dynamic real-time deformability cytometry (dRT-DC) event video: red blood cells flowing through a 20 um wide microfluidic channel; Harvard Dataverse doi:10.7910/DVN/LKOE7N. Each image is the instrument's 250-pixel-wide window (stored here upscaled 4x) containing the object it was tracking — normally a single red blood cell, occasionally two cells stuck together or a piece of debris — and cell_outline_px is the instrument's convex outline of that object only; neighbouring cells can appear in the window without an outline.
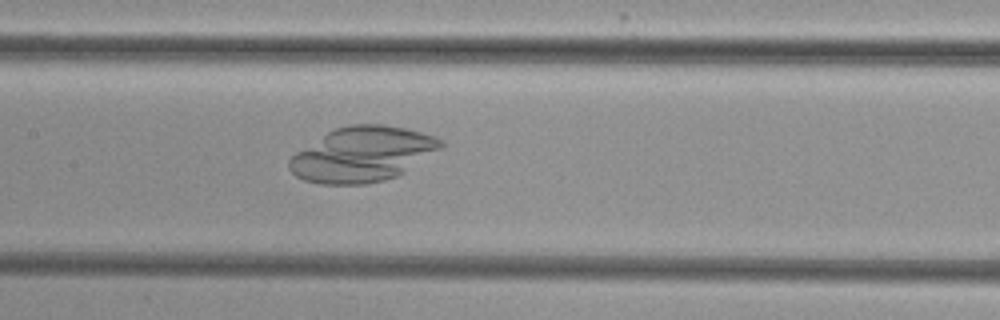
{"species": "common noctule bat (a hibernating species)", "species_latin": "Nyctalus noctula", "temperature_condition": "cold", "stored_images_in_passage": 54, "camera_frame_rate_fps": 3000, "um_per_image_px": 0.085, "animal": {"sex": "female", "body_mass_g": 29.2, "forearm_length_mm": 56.3}, "frame": {"image": 1, "passage_image": 27, "time_ms": 8.667, "image_size_px": [1000, 320], "cell_outline_px": [[444, 148], [404, 172], [396, 176], [384, 180], [364, 184], [320, 184], [304, 180], [296, 176], [288, 168], [288, 160], [296, 152], [328, 132], [336, 128], [348, 124], [384, 124], [404, 128], [436, 136], [444, 144]], "centroid_in_image_um": [30.82, 13.11], "position_along_channel_um": 176.6, "area_um2": 48.44}}
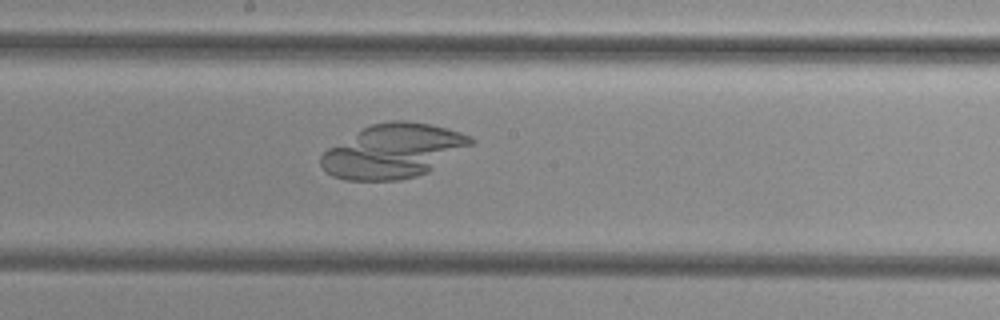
{"frame": {"image": 2, "passage_image": 30, "time_ms": 9.667, "image_size_px": [1000, 320], "cell_outline_px": [[476, 140], [472, 144], [428, 172], [416, 176], [400, 180], [344, 180], [332, 176], [320, 164], [320, 156], [328, 148], [364, 128], [372, 124], [392, 120], [404, 120], [428, 124], [448, 128], [472, 136]], "centroid_in_image_um": [33.42, 12.84], "position_along_channel_um": 214.8, "area_um2": 46.76}}
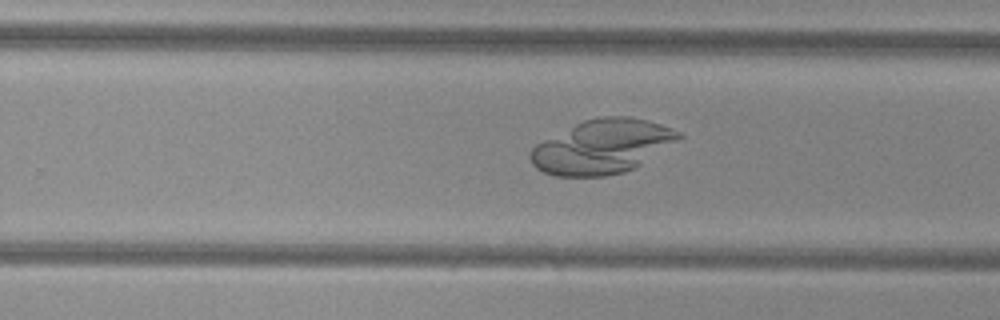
{"frame": {"image": 3, "passage_image": 35, "time_ms": 11.333, "image_size_px": [1000, 320], "cell_outline_px": [[684, 136], [636, 168], [624, 172], [604, 176], [556, 176], [544, 172], [536, 168], [532, 164], [528, 156], [528, 152], [536, 144], [584, 120], [604, 116], [628, 116], [648, 120], [672, 128], [680, 132]], "centroid_in_image_um": [51.19, 12.47], "position_along_channel_um": 278.6, "area_um2": 46.53}}